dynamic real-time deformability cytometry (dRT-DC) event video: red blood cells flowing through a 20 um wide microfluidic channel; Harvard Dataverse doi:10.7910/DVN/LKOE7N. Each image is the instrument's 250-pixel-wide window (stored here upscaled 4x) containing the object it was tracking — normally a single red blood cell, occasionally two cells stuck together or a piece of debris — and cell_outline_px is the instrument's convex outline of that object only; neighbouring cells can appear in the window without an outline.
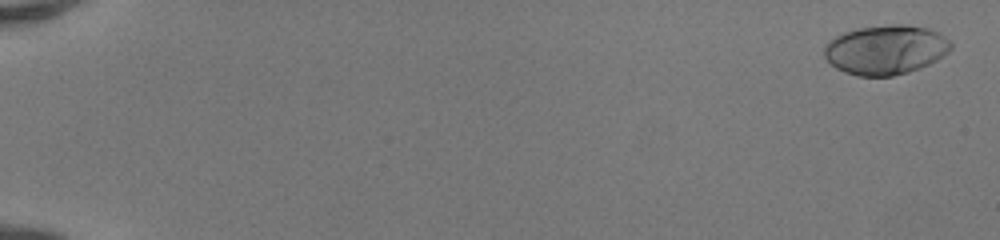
{"species": "human", "species_latin": "Homo sapiens", "temperature_condition": "room temperature", "stored_images_in_passage": 52, "camera_frame_rate_fps": 3000, "um_per_image_px": 0.085, "donor": {"sex": "female"}, "frame": {"image": 1, "passage_image": 2, "time_ms": 0.333, "image_size_px": [1000, 240], "cell_outline_px": [[952, 48], [948, 52], [936, 60], [920, 68], [908, 72], [892, 76], [856, 76], [844, 72], [836, 68], [824, 56], [824, 48], [836, 36], [844, 32], [860, 28], [888, 24], [904, 24], [928, 28], [940, 32], [952, 44]], "centroid_in_image_um": [75.31, 4.23], "position_along_channel_um": 9.7, "area_um2": 36.41}}
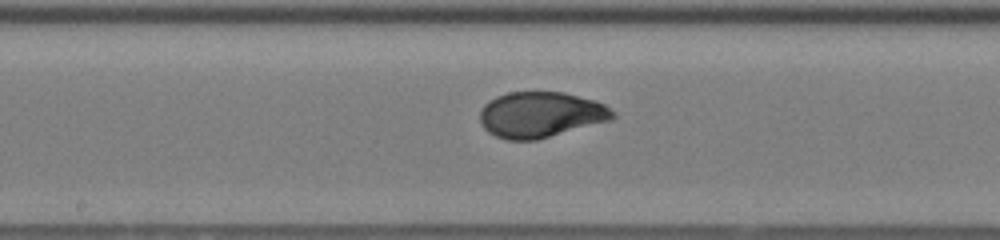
{"frame": {"image": 2, "passage_image": 30, "time_ms": 9.667, "image_size_px": [1000, 240], "cell_outline_px": [[616, 116], [612, 120], [536, 140], [508, 140], [496, 136], [488, 132], [484, 128], [480, 120], [480, 108], [488, 100], [496, 96], [508, 92], [564, 92], [596, 100], [604, 104], [616, 112]], "centroid_in_image_um": [45.97, 9.74], "position_along_channel_um": 202.2, "area_um2": 35.66}}
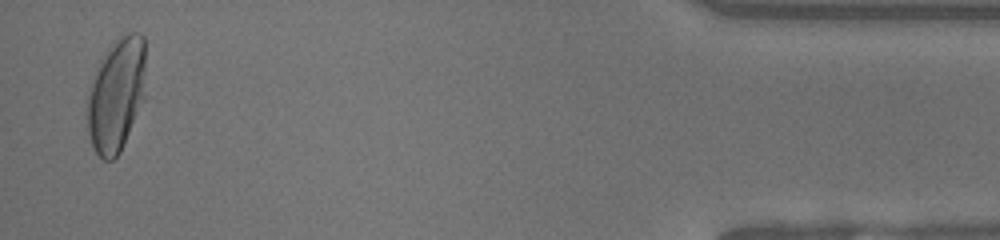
{"frame": {"image": 3, "passage_image": 51, "time_ms": 16.667, "image_size_px": [1000, 240], "cell_outline_px": [[144, 100], [120, 152], [112, 160], [104, 160], [92, 148], [88, 132], [88, 96], [100, 60], [112, 40], [124, 32], [136, 32], [144, 36]], "centroid_in_image_um": [9.9, 8.02], "position_along_channel_um": 425.3, "area_um2": 38.55}, "authors_computed_cell_mechanics": {"area_um2": 35.258, "velocity_mm_per_s": 4.1469, "shape_relaxation_time_tau1_ms": 4.2799, "shape_relaxation_time_tau2_ms": null, "deformation_change_tau1": 0.213, "deformation_change_tau2": null}}